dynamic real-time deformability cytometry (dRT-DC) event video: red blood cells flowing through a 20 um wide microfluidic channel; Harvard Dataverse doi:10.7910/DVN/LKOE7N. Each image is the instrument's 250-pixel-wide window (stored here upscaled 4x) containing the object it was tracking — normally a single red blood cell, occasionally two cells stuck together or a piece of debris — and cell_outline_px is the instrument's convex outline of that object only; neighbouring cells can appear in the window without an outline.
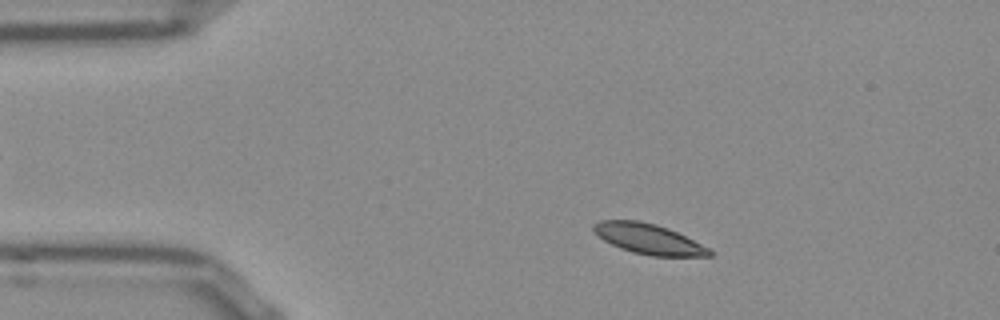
{"species": "Egyptian fruit bat (a non-hibernating species)", "species_latin": "Rousettus aegyptiacus", "temperature_condition": "room temperature", "stored_images_in_passage": 50, "camera_frame_rate_fps": 3000, "um_per_image_px": 0.085, "frame": {"image": 1, "passage_image": 6, "time_ms": 1.667, "image_size_px": [1000, 320], "cell_outline_px": [[716, 252], [712, 256], [652, 256], [632, 252], [620, 248], [604, 240], [592, 228], [592, 224], [600, 220], [640, 220], [656, 224], [668, 228]], "centroid_in_image_um": [55.13, 20.31], "position_along_channel_um": 29.9, "area_um2": 20.29}}
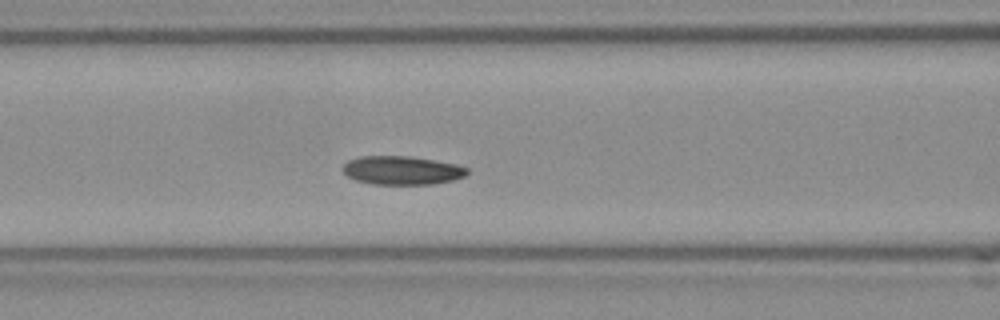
{"frame": {"image": 2, "passage_image": 18, "time_ms": 5.667, "image_size_px": [1000, 320], "cell_outline_px": [[468, 172], [464, 176], [452, 180], [432, 184], [372, 184], [356, 180], [348, 176], [344, 172], [344, 164], [348, 160], [360, 156], [408, 156], [456, 164], [468, 168]], "centroid_in_image_um": [34.15, 14.48], "position_along_channel_um": 132.4, "area_um2": 20.52}}
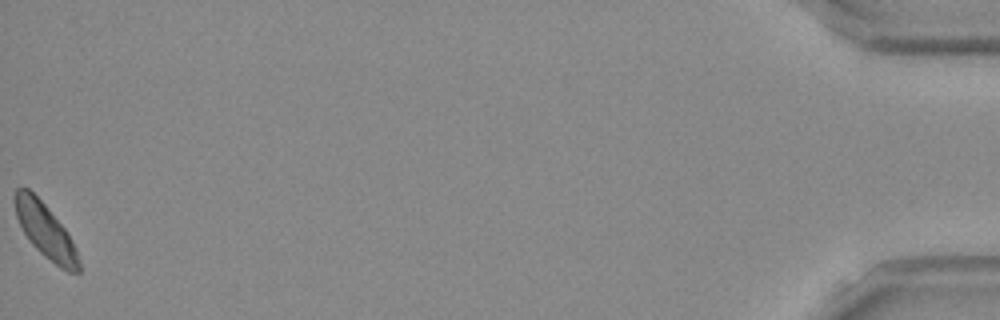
{"frame": {"image": 3, "passage_image": 50, "time_ms": 16.333, "image_size_px": [1000, 320], "cell_outline_px": [[80, 272], [68, 272], [60, 268], [44, 256], [32, 244], [24, 232], [16, 216], [12, 196], [16, 188], [28, 188], [44, 204], [68, 232], [76, 248], [80, 264]], "centroid_in_image_um": [3.85, 19.62], "position_along_channel_um": 431.3, "area_um2": 20.23}, "authors_computed_cell_mechanics": {"area_um2": 20.5479, "velocity_mm_per_s": 3.781, "shape_relaxation_time_tau1_ms": 4.2739, "shape_relaxation_time_tau2_ms": null, "deformation_change_tau1": 0.0662, "deformation_change_tau2": null}}